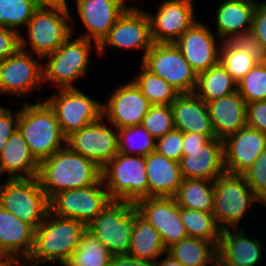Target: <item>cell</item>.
I'll return each mask as SVG.
<instances>
[{"mask_svg":"<svg viewBox=\"0 0 266 266\" xmlns=\"http://www.w3.org/2000/svg\"><path fill=\"white\" fill-rule=\"evenodd\" d=\"M110 266H157L156 261L135 258L129 254L112 256Z\"/></svg>","mask_w":266,"mask_h":266,"instance_id":"f907efd6","label":"cell"},{"mask_svg":"<svg viewBox=\"0 0 266 266\" xmlns=\"http://www.w3.org/2000/svg\"><path fill=\"white\" fill-rule=\"evenodd\" d=\"M36 9L32 0H0V27L21 33L18 29L28 24Z\"/></svg>","mask_w":266,"mask_h":266,"instance_id":"74e56055","label":"cell"},{"mask_svg":"<svg viewBox=\"0 0 266 266\" xmlns=\"http://www.w3.org/2000/svg\"><path fill=\"white\" fill-rule=\"evenodd\" d=\"M112 254L88 230L64 266H110Z\"/></svg>","mask_w":266,"mask_h":266,"instance_id":"e575fe53","label":"cell"},{"mask_svg":"<svg viewBox=\"0 0 266 266\" xmlns=\"http://www.w3.org/2000/svg\"><path fill=\"white\" fill-rule=\"evenodd\" d=\"M20 48V33L0 27V62L14 54Z\"/></svg>","mask_w":266,"mask_h":266,"instance_id":"7dc6e473","label":"cell"},{"mask_svg":"<svg viewBox=\"0 0 266 266\" xmlns=\"http://www.w3.org/2000/svg\"><path fill=\"white\" fill-rule=\"evenodd\" d=\"M150 107L148 99L131 80L116 89L106 103L102 104V116L117 130L141 125Z\"/></svg>","mask_w":266,"mask_h":266,"instance_id":"e0dca14e","label":"cell"},{"mask_svg":"<svg viewBox=\"0 0 266 266\" xmlns=\"http://www.w3.org/2000/svg\"><path fill=\"white\" fill-rule=\"evenodd\" d=\"M75 2L77 13L88 30L80 38L94 41L98 52V45L129 6L125 5L126 0H76Z\"/></svg>","mask_w":266,"mask_h":266,"instance_id":"ffe728a7","label":"cell"},{"mask_svg":"<svg viewBox=\"0 0 266 266\" xmlns=\"http://www.w3.org/2000/svg\"><path fill=\"white\" fill-rule=\"evenodd\" d=\"M174 126L183 133L215 136L207 104L194 93L180 94L171 104Z\"/></svg>","mask_w":266,"mask_h":266,"instance_id":"d4e9b609","label":"cell"},{"mask_svg":"<svg viewBox=\"0 0 266 266\" xmlns=\"http://www.w3.org/2000/svg\"><path fill=\"white\" fill-rule=\"evenodd\" d=\"M71 39L72 36L44 58H48L47 64L43 65L44 83H55L59 89L75 88L73 82L87 72L93 42L80 37Z\"/></svg>","mask_w":266,"mask_h":266,"instance_id":"ba28073f","label":"cell"},{"mask_svg":"<svg viewBox=\"0 0 266 266\" xmlns=\"http://www.w3.org/2000/svg\"><path fill=\"white\" fill-rule=\"evenodd\" d=\"M247 125L266 133V100L247 104Z\"/></svg>","mask_w":266,"mask_h":266,"instance_id":"bcb514c9","label":"cell"},{"mask_svg":"<svg viewBox=\"0 0 266 266\" xmlns=\"http://www.w3.org/2000/svg\"><path fill=\"white\" fill-rule=\"evenodd\" d=\"M252 31L266 50V2H257V7L253 18Z\"/></svg>","mask_w":266,"mask_h":266,"instance_id":"c3c4849f","label":"cell"},{"mask_svg":"<svg viewBox=\"0 0 266 266\" xmlns=\"http://www.w3.org/2000/svg\"><path fill=\"white\" fill-rule=\"evenodd\" d=\"M217 7L216 34L223 41L229 40L235 34L252 30L257 7L255 0H225Z\"/></svg>","mask_w":266,"mask_h":266,"instance_id":"f1b7e54d","label":"cell"},{"mask_svg":"<svg viewBox=\"0 0 266 266\" xmlns=\"http://www.w3.org/2000/svg\"><path fill=\"white\" fill-rule=\"evenodd\" d=\"M235 91H237V82L220 62L208 70L197 74L194 94L206 104Z\"/></svg>","mask_w":266,"mask_h":266,"instance_id":"4dcf8cb0","label":"cell"},{"mask_svg":"<svg viewBox=\"0 0 266 266\" xmlns=\"http://www.w3.org/2000/svg\"><path fill=\"white\" fill-rule=\"evenodd\" d=\"M237 91L246 104L266 100V69L261 62L237 82Z\"/></svg>","mask_w":266,"mask_h":266,"instance_id":"ab89813d","label":"cell"},{"mask_svg":"<svg viewBox=\"0 0 266 266\" xmlns=\"http://www.w3.org/2000/svg\"><path fill=\"white\" fill-rule=\"evenodd\" d=\"M142 65L174 87L179 94H192L197 73L174 43H154L142 57Z\"/></svg>","mask_w":266,"mask_h":266,"instance_id":"9c48e42d","label":"cell"},{"mask_svg":"<svg viewBox=\"0 0 266 266\" xmlns=\"http://www.w3.org/2000/svg\"><path fill=\"white\" fill-rule=\"evenodd\" d=\"M101 176L112 200L135 203L149 197L145 156L117 153L101 168Z\"/></svg>","mask_w":266,"mask_h":266,"instance_id":"277c9868","label":"cell"},{"mask_svg":"<svg viewBox=\"0 0 266 266\" xmlns=\"http://www.w3.org/2000/svg\"><path fill=\"white\" fill-rule=\"evenodd\" d=\"M212 138H216V136H206L195 132L183 133V150L201 149Z\"/></svg>","mask_w":266,"mask_h":266,"instance_id":"681fc988","label":"cell"},{"mask_svg":"<svg viewBox=\"0 0 266 266\" xmlns=\"http://www.w3.org/2000/svg\"><path fill=\"white\" fill-rule=\"evenodd\" d=\"M215 266H242L235 263H215Z\"/></svg>","mask_w":266,"mask_h":266,"instance_id":"11a10c76","label":"cell"},{"mask_svg":"<svg viewBox=\"0 0 266 266\" xmlns=\"http://www.w3.org/2000/svg\"><path fill=\"white\" fill-rule=\"evenodd\" d=\"M28 40L20 33V48L0 62V94L24 96L43 84V64L26 48Z\"/></svg>","mask_w":266,"mask_h":266,"instance_id":"7c38bea8","label":"cell"},{"mask_svg":"<svg viewBox=\"0 0 266 266\" xmlns=\"http://www.w3.org/2000/svg\"><path fill=\"white\" fill-rule=\"evenodd\" d=\"M38 172L39 162L31 154L19 130H16L0 153V176L8 173V179L34 178Z\"/></svg>","mask_w":266,"mask_h":266,"instance_id":"83f0119b","label":"cell"},{"mask_svg":"<svg viewBox=\"0 0 266 266\" xmlns=\"http://www.w3.org/2000/svg\"><path fill=\"white\" fill-rule=\"evenodd\" d=\"M141 72L133 80L151 105H171L180 95L167 81L141 65Z\"/></svg>","mask_w":266,"mask_h":266,"instance_id":"d590c367","label":"cell"},{"mask_svg":"<svg viewBox=\"0 0 266 266\" xmlns=\"http://www.w3.org/2000/svg\"><path fill=\"white\" fill-rule=\"evenodd\" d=\"M138 214L160 234L166 250L188 237L173 197H145L134 203Z\"/></svg>","mask_w":266,"mask_h":266,"instance_id":"2e32d148","label":"cell"},{"mask_svg":"<svg viewBox=\"0 0 266 266\" xmlns=\"http://www.w3.org/2000/svg\"><path fill=\"white\" fill-rule=\"evenodd\" d=\"M217 246L210 241L187 237L167 249L183 266H215Z\"/></svg>","mask_w":266,"mask_h":266,"instance_id":"1f68e13d","label":"cell"},{"mask_svg":"<svg viewBox=\"0 0 266 266\" xmlns=\"http://www.w3.org/2000/svg\"><path fill=\"white\" fill-rule=\"evenodd\" d=\"M18 130L39 163L66 145V136L54 110L40 98L38 103L23 104L19 110Z\"/></svg>","mask_w":266,"mask_h":266,"instance_id":"3957f363","label":"cell"},{"mask_svg":"<svg viewBox=\"0 0 266 266\" xmlns=\"http://www.w3.org/2000/svg\"><path fill=\"white\" fill-rule=\"evenodd\" d=\"M242 175L250 189L260 199L266 193V149Z\"/></svg>","mask_w":266,"mask_h":266,"instance_id":"b9f144b4","label":"cell"},{"mask_svg":"<svg viewBox=\"0 0 266 266\" xmlns=\"http://www.w3.org/2000/svg\"><path fill=\"white\" fill-rule=\"evenodd\" d=\"M166 257L156 261L157 266H183L179 261L166 252Z\"/></svg>","mask_w":266,"mask_h":266,"instance_id":"db71d44e","label":"cell"},{"mask_svg":"<svg viewBox=\"0 0 266 266\" xmlns=\"http://www.w3.org/2000/svg\"><path fill=\"white\" fill-rule=\"evenodd\" d=\"M155 151L166 158L179 162L183 156V132L174 128L156 139Z\"/></svg>","mask_w":266,"mask_h":266,"instance_id":"7bdbcfd3","label":"cell"},{"mask_svg":"<svg viewBox=\"0 0 266 266\" xmlns=\"http://www.w3.org/2000/svg\"><path fill=\"white\" fill-rule=\"evenodd\" d=\"M86 231L87 226L84 223L58 217L49 211L44 222L35 230L32 253L23 259L29 265L32 262L34 266L55 260L60 266H64L78 248Z\"/></svg>","mask_w":266,"mask_h":266,"instance_id":"7a4b0ae2","label":"cell"},{"mask_svg":"<svg viewBox=\"0 0 266 266\" xmlns=\"http://www.w3.org/2000/svg\"><path fill=\"white\" fill-rule=\"evenodd\" d=\"M180 219L188 237L204 239L218 247L222 229L218 226L213 213L180 207Z\"/></svg>","mask_w":266,"mask_h":266,"instance_id":"836d02e7","label":"cell"},{"mask_svg":"<svg viewBox=\"0 0 266 266\" xmlns=\"http://www.w3.org/2000/svg\"><path fill=\"white\" fill-rule=\"evenodd\" d=\"M35 229L0 206V258H28L34 247Z\"/></svg>","mask_w":266,"mask_h":266,"instance_id":"603a6c76","label":"cell"},{"mask_svg":"<svg viewBox=\"0 0 266 266\" xmlns=\"http://www.w3.org/2000/svg\"><path fill=\"white\" fill-rule=\"evenodd\" d=\"M111 201L101 179L92 186L58 192L49 200V205L54 215L75 219L87 226Z\"/></svg>","mask_w":266,"mask_h":266,"instance_id":"8fae6325","label":"cell"},{"mask_svg":"<svg viewBox=\"0 0 266 266\" xmlns=\"http://www.w3.org/2000/svg\"><path fill=\"white\" fill-rule=\"evenodd\" d=\"M231 228L223 229L217 247L216 263H235L242 266H257L261 260L263 246L253 236H245L239 228L231 232ZM254 238V239H253Z\"/></svg>","mask_w":266,"mask_h":266,"instance_id":"4316f807","label":"cell"},{"mask_svg":"<svg viewBox=\"0 0 266 266\" xmlns=\"http://www.w3.org/2000/svg\"><path fill=\"white\" fill-rule=\"evenodd\" d=\"M261 63H262V65L265 67V69H266V51H265V54H264V56H263V59L261 60Z\"/></svg>","mask_w":266,"mask_h":266,"instance_id":"6f0895ef","label":"cell"},{"mask_svg":"<svg viewBox=\"0 0 266 266\" xmlns=\"http://www.w3.org/2000/svg\"><path fill=\"white\" fill-rule=\"evenodd\" d=\"M37 8H69L67 0H32Z\"/></svg>","mask_w":266,"mask_h":266,"instance_id":"816d5d0a","label":"cell"},{"mask_svg":"<svg viewBox=\"0 0 266 266\" xmlns=\"http://www.w3.org/2000/svg\"><path fill=\"white\" fill-rule=\"evenodd\" d=\"M173 198L179 207L213 213L214 181L183 178Z\"/></svg>","mask_w":266,"mask_h":266,"instance_id":"d6a6232c","label":"cell"},{"mask_svg":"<svg viewBox=\"0 0 266 266\" xmlns=\"http://www.w3.org/2000/svg\"><path fill=\"white\" fill-rule=\"evenodd\" d=\"M0 206L35 230L50 211L49 199L37 177L7 178L0 185Z\"/></svg>","mask_w":266,"mask_h":266,"instance_id":"5b68a950","label":"cell"},{"mask_svg":"<svg viewBox=\"0 0 266 266\" xmlns=\"http://www.w3.org/2000/svg\"><path fill=\"white\" fill-rule=\"evenodd\" d=\"M22 260V258L3 257L0 258V266H23L25 263H23ZM26 266L29 265L27 264ZM31 266H34V264Z\"/></svg>","mask_w":266,"mask_h":266,"instance_id":"f5cc1de1","label":"cell"},{"mask_svg":"<svg viewBox=\"0 0 266 266\" xmlns=\"http://www.w3.org/2000/svg\"><path fill=\"white\" fill-rule=\"evenodd\" d=\"M153 44L148 12L129 6L98 45V53L101 54L107 46H112L144 51V57Z\"/></svg>","mask_w":266,"mask_h":266,"instance_id":"5bb4252c","label":"cell"},{"mask_svg":"<svg viewBox=\"0 0 266 266\" xmlns=\"http://www.w3.org/2000/svg\"><path fill=\"white\" fill-rule=\"evenodd\" d=\"M166 252L159 232L138 214L134 205V221L128 254L139 259L157 261Z\"/></svg>","mask_w":266,"mask_h":266,"instance_id":"f546056e","label":"cell"},{"mask_svg":"<svg viewBox=\"0 0 266 266\" xmlns=\"http://www.w3.org/2000/svg\"><path fill=\"white\" fill-rule=\"evenodd\" d=\"M227 41L241 53L253 57L258 62H261L266 51L252 30L235 34Z\"/></svg>","mask_w":266,"mask_h":266,"instance_id":"ee69618b","label":"cell"},{"mask_svg":"<svg viewBox=\"0 0 266 266\" xmlns=\"http://www.w3.org/2000/svg\"><path fill=\"white\" fill-rule=\"evenodd\" d=\"M149 197H174L183 176L179 162L154 151L145 156Z\"/></svg>","mask_w":266,"mask_h":266,"instance_id":"484cf974","label":"cell"},{"mask_svg":"<svg viewBox=\"0 0 266 266\" xmlns=\"http://www.w3.org/2000/svg\"><path fill=\"white\" fill-rule=\"evenodd\" d=\"M260 199L250 189L243 175L224 173L214 180L213 215L223 230H236L253 202Z\"/></svg>","mask_w":266,"mask_h":266,"instance_id":"8992f818","label":"cell"},{"mask_svg":"<svg viewBox=\"0 0 266 266\" xmlns=\"http://www.w3.org/2000/svg\"><path fill=\"white\" fill-rule=\"evenodd\" d=\"M37 178L50 200L60 191L95 185L102 176L101 167L94 161L65 145L39 163Z\"/></svg>","mask_w":266,"mask_h":266,"instance_id":"6da1fadb","label":"cell"},{"mask_svg":"<svg viewBox=\"0 0 266 266\" xmlns=\"http://www.w3.org/2000/svg\"><path fill=\"white\" fill-rule=\"evenodd\" d=\"M103 119L101 116L66 137V145L71 150L94 161L101 168L118 153V131L112 130L110 126L113 125L102 123Z\"/></svg>","mask_w":266,"mask_h":266,"instance_id":"9a60e30c","label":"cell"},{"mask_svg":"<svg viewBox=\"0 0 266 266\" xmlns=\"http://www.w3.org/2000/svg\"><path fill=\"white\" fill-rule=\"evenodd\" d=\"M226 173L242 175L266 149V133L246 125L223 140Z\"/></svg>","mask_w":266,"mask_h":266,"instance_id":"d6986e66","label":"cell"},{"mask_svg":"<svg viewBox=\"0 0 266 266\" xmlns=\"http://www.w3.org/2000/svg\"><path fill=\"white\" fill-rule=\"evenodd\" d=\"M134 221V203L112 200L87 225L93 234L114 255L128 254Z\"/></svg>","mask_w":266,"mask_h":266,"instance_id":"52a82bcc","label":"cell"},{"mask_svg":"<svg viewBox=\"0 0 266 266\" xmlns=\"http://www.w3.org/2000/svg\"><path fill=\"white\" fill-rule=\"evenodd\" d=\"M15 117V118H14ZM19 110L13 113L8 108L0 106V153L5 148L9 138L18 130Z\"/></svg>","mask_w":266,"mask_h":266,"instance_id":"f6af8a7d","label":"cell"},{"mask_svg":"<svg viewBox=\"0 0 266 266\" xmlns=\"http://www.w3.org/2000/svg\"><path fill=\"white\" fill-rule=\"evenodd\" d=\"M259 203L266 205V193L260 198Z\"/></svg>","mask_w":266,"mask_h":266,"instance_id":"9f6ffc18","label":"cell"},{"mask_svg":"<svg viewBox=\"0 0 266 266\" xmlns=\"http://www.w3.org/2000/svg\"><path fill=\"white\" fill-rule=\"evenodd\" d=\"M221 44L219 62L231 77L236 82H239L258 63V61L247 54L241 53L227 40L223 41Z\"/></svg>","mask_w":266,"mask_h":266,"instance_id":"f35d334b","label":"cell"},{"mask_svg":"<svg viewBox=\"0 0 266 266\" xmlns=\"http://www.w3.org/2000/svg\"><path fill=\"white\" fill-rule=\"evenodd\" d=\"M60 91V92H59ZM45 101L54 110L63 134L67 137L102 116V104L77 88L59 89Z\"/></svg>","mask_w":266,"mask_h":266,"instance_id":"4fadbf2b","label":"cell"},{"mask_svg":"<svg viewBox=\"0 0 266 266\" xmlns=\"http://www.w3.org/2000/svg\"><path fill=\"white\" fill-rule=\"evenodd\" d=\"M215 36L205 24L196 21L174 43L197 74L219 63L220 49Z\"/></svg>","mask_w":266,"mask_h":266,"instance_id":"44dd1931","label":"cell"},{"mask_svg":"<svg viewBox=\"0 0 266 266\" xmlns=\"http://www.w3.org/2000/svg\"><path fill=\"white\" fill-rule=\"evenodd\" d=\"M155 139L175 128L171 105H151L141 124Z\"/></svg>","mask_w":266,"mask_h":266,"instance_id":"60d3db41","label":"cell"},{"mask_svg":"<svg viewBox=\"0 0 266 266\" xmlns=\"http://www.w3.org/2000/svg\"><path fill=\"white\" fill-rule=\"evenodd\" d=\"M69 8H37L28 21V40L33 53L44 59L55 52L71 35Z\"/></svg>","mask_w":266,"mask_h":266,"instance_id":"30bf717a","label":"cell"},{"mask_svg":"<svg viewBox=\"0 0 266 266\" xmlns=\"http://www.w3.org/2000/svg\"><path fill=\"white\" fill-rule=\"evenodd\" d=\"M207 106L217 139L224 140L247 125V104L238 91L208 102Z\"/></svg>","mask_w":266,"mask_h":266,"instance_id":"cb8c5ba5","label":"cell"},{"mask_svg":"<svg viewBox=\"0 0 266 266\" xmlns=\"http://www.w3.org/2000/svg\"><path fill=\"white\" fill-rule=\"evenodd\" d=\"M179 164L183 178L214 181L226 173L223 140L212 138L201 149L183 150Z\"/></svg>","mask_w":266,"mask_h":266,"instance_id":"7402d4cb","label":"cell"},{"mask_svg":"<svg viewBox=\"0 0 266 266\" xmlns=\"http://www.w3.org/2000/svg\"><path fill=\"white\" fill-rule=\"evenodd\" d=\"M193 0H165L148 13L154 43H175L195 22Z\"/></svg>","mask_w":266,"mask_h":266,"instance_id":"ac0fdd59","label":"cell"},{"mask_svg":"<svg viewBox=\"0 0 266 266\" xmlns=\"http://www.w3.org/2000/svg\"><path fill=\"white\" fill-rule=\"evenodd\" d=\"M117 131L118 153L146 156L155 151L156 139L142 125L124 127Z\"/></svg>","mask_w":266,"mask_h":266,"instance_id":"8d00e7d4","label":"cell"}]
</instances>
